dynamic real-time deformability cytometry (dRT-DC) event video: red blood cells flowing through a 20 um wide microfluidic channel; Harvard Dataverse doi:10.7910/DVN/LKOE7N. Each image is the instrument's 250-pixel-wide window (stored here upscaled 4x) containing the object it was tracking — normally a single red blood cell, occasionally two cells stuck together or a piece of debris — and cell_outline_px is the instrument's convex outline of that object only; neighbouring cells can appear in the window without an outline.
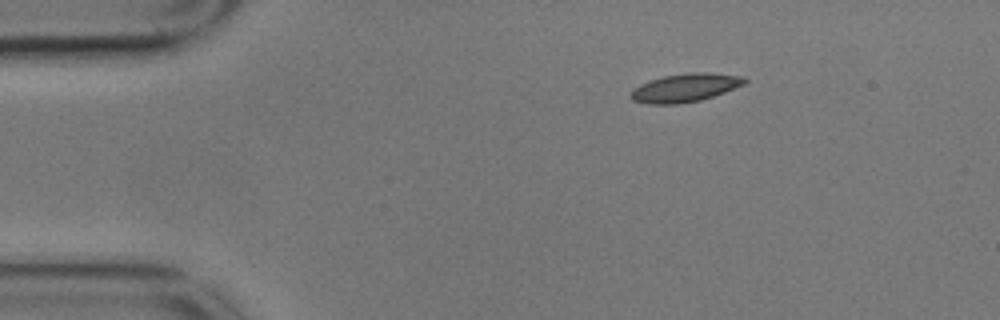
{"species": "common noctule bat (a hibernating species)", "species_latin": "Nyctalus noctula", "temperature_condition": "cold", "stored_images_in_passage": 49, "camera_frame_rate_fps": 3000, "um_per_image_px": 0.085, "animal": {"sex": "male", "body_mass_g": 17.9}, "frame": {"image": 1, "passage_image": 1, "time_ms": 0.0, "image_size_px": [1000, 320], "cell_outline_px": [[748, 80], [744, 84], [724, 92], [700, 100], [676, 104], [648, 104], [632, 100], [628, 96], [632, 88], [648, 80], [664, 76], [688, 72], [708, 72], [744, 76]], "centroid_in_image_um": [58.19, 7.45], "position_along_channel_um": 26.8, "area_um2": 18.96}}
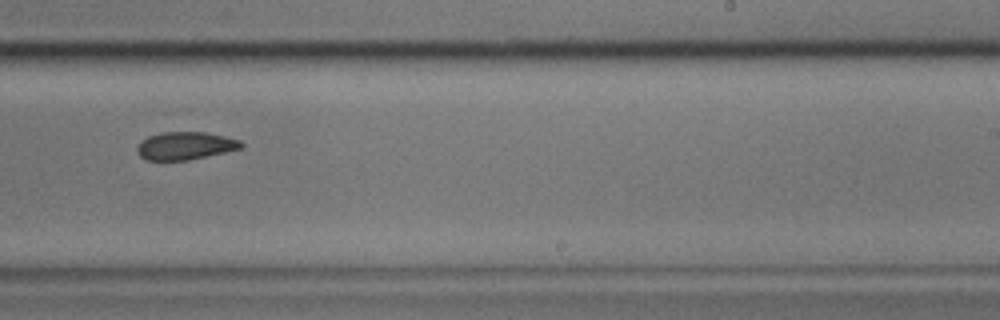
{"frame": {"image": 2, "passage_image": 27, "time_ms": 8.667, "image_size_px": [1000, 320], "cell_outline_px": [[244, 144], [240, 148], [224, 152], [188, 160], [144, 160], [136, 152], [136, 148], [148, 136], [160, 132], [204, 132], [224, 136], [240, 140]], "centroid_in_image_um": [15.72, 12.39], "position_along_channel_um": 273.3, "area_um2": 16.7}}
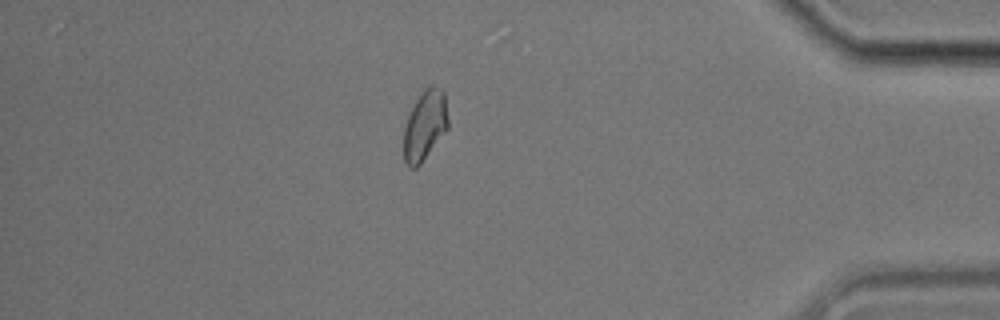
{"frame": {"image": 3, "passage_image": 41, "time_ms": 13.333, "image_size_px": [1000, 320], "cell_outline_px": [[448, 128], [420, 164], [416, 168], [408, 168], [404, 160], [404, 128], [408, 116], [416, 100], [424, 88], [432, 84], [444, 92], [448, 120]], "centroid_in_image_um": [36.11, 10.66], "position_along_channel_um": 399.1, "area_um2": 17.92}, "authors_computed_cell_mechanics": {"area_um2": 18.0914, "velocity_mm_per_s": 3.5036, "shape_relaxation_time_tau1_ms": null, "shape_relaxation_time_tau2_ms": 3.7648, "deformation_change_tau1": null, "deformation_change_tau2": 0.0766}}